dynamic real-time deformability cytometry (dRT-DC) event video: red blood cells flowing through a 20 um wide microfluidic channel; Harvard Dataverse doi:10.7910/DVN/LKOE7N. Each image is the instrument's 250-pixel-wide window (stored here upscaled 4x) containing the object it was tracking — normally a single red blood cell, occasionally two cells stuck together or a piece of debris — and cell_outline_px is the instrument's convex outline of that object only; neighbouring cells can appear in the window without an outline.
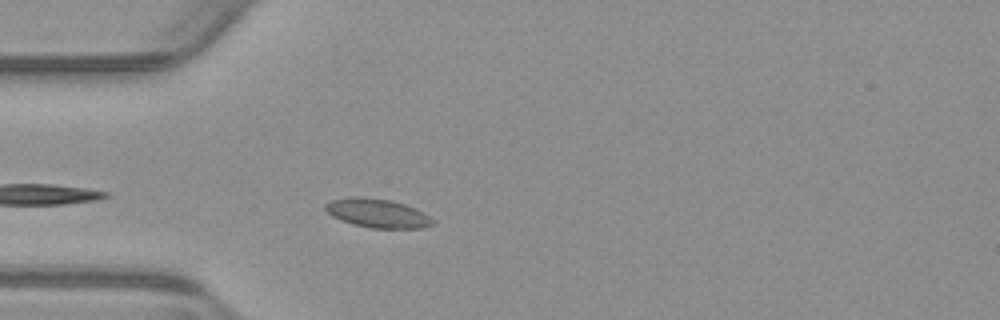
{"species": "common noctule bat (a hibernating species)", "species_latin": "Nyctalus noctula", "temperature_condition": "warm", "stored_images_in_passage": 41, "camera_frame_rate_fps": 3000, "um_per_image_px": 0.085, "animal": {"sex": "male", "body_mass_g": 23.1, "forearm_length_mm": 52.7}, "frame": {"image": 1, "passage_image": 4, "time_ms": 1.0, "image_size_px": [1000, 320], "cell_outline_px": [[436, 220], [432, 224], [424, 228], [372, 228], [352, 224], [340, 220], [332, 216], [324, 208], [324, 204], [332, 200], [348, 196], [360, 196], [392, 200], [404, 204], [424, 212]], "centroid_in_image_um": [32.08, 18.11], "position_along_channel_um": 52.9, "area_um2": 18.26}}
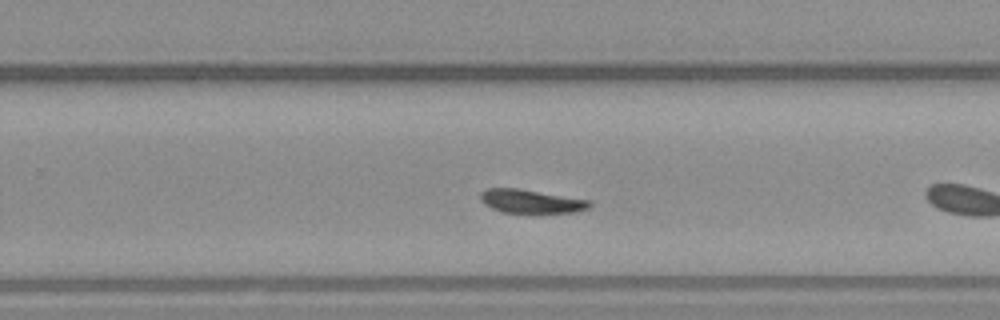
{"frame": {"image": 2, "passage_image": 20, "time_ms": 6.333, "image_size_px": [1000, 320], "cell_outline_px": [[592, 204], [588, 208], [576, 212], [504, 212], [492, 208], [484, 204], [480, 200], [480, 192], [484, 188], [520, 188], [592, 200]], "centroid_in_image_um": [45.14, 17.09], "position_along_channel_um": 284.7, "area_um2": 15.09}}
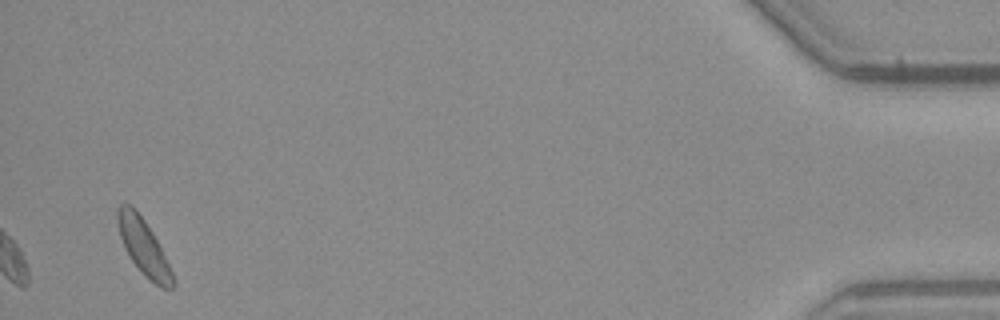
{"frame": {"image": 3, "passage_image": 41, "time_ms": 13.333, "image_size_px": [1000, 320], "cell_outline_px": [[176, 284], [172, 288], [160, 288], [144, 276], [132, 260], [124, 248], [120, 236], [116, 216], [116, 208], [120, 204], [132, 204], [136, 208], [152, 232], [176, 280]], "centroid_in_image_um": [12.19, 20.99], "position_along_channel_um": 423.0, "area_um2": 17.86}, "authors_computed_cell_mechanics": {"area_um2": 15.7216, "velocity_mm_per_s": 3.7912, "shape_relaxation_time_tau1_ms": 7.016, "shape_relaxation_time_tau2_ms": null, "deformation_change_tau1": 0.1474, "deformation_change_tau2": null}}